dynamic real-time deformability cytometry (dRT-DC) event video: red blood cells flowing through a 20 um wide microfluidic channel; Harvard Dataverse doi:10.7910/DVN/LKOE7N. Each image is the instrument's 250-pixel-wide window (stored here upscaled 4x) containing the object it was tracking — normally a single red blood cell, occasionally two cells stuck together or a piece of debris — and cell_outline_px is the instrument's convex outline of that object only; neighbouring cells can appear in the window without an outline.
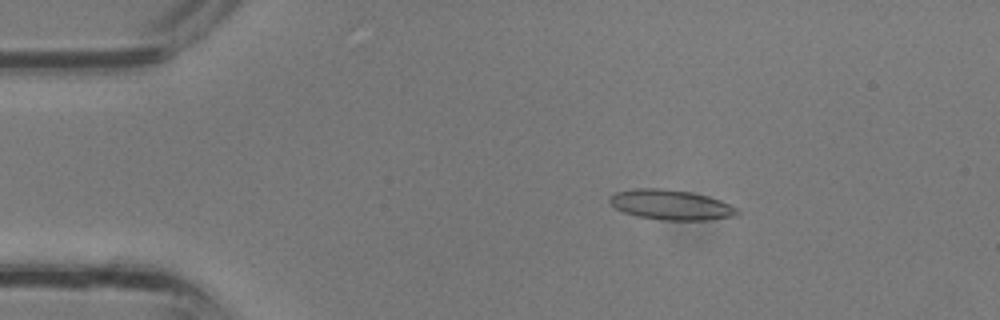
{"species": "common noctule bat (a hibernating species)", "species_latin": "Nyctalus noctula", "temperature_condition": "room temperature", "stored_images_in_passage": 34, "camera_frame_rate_fps": 3000, "um_per_image_px": 0.085, "animal": {"sex": "male", "body_mass_g": 13.3}, "frame": {"image": 1, "passage_image": 6, "time_ms": 1.667, "image_size_px": [1000, 320], "cell_outline_px": [[740, 212], [732, 216], [708, 220], [664, 220], [640, 216], [624, 212], [616, 208], [608, 200], [616, 192], [636, 188], [660, 188], [692, 192], [708, 196], [720, 200], [736, 208]], "centroid_in_image_um": [57.03, 17.4], "position_along_channel_um": 28.0, "area_um2": 22.02}}
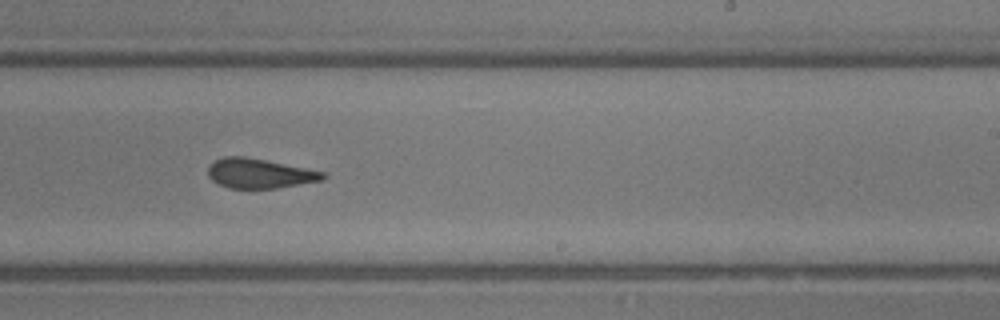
{"frame": {"image": 2, "passage_image": 21, "time_ms": 6.667, "image_size_px": [1000, 320], "cell_outline_px": [[328, 176], [324, 180], [276, 188], [228, 188], [212, 180], [208, 176], [208, 168], [216, 160], [224, 156], [244, 156], [324, 172]], "centroid_in_image_um": [22.06, 14.75], "position_along_channel_um": 266.9, "area_um2": 19.59}}
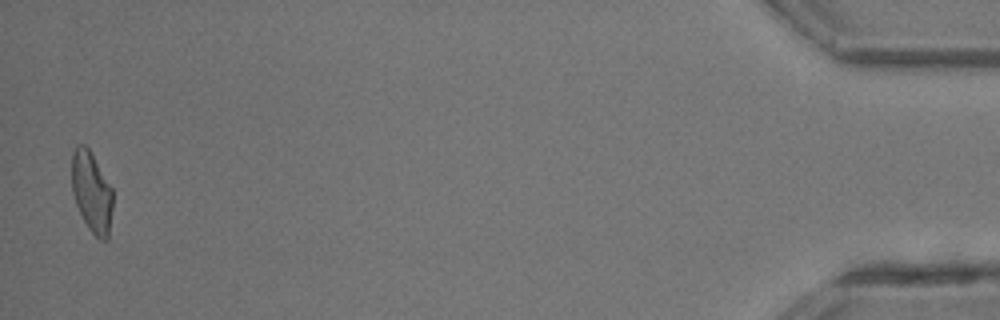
{"frame": {"image": 3, "passage_image": 34, "time_ms": 11.0, "image_size_px": [1000, 320], "cell_outline_px": [[112, 208], [108, 240], [100, 240], [88, 228], [76, 204], [72, 192], [72, 152], [76, 144], [84, 144], [88, 148], [112, 188]], "centroid_in_image_um": [7.78, 16.32], "position_along_channel_um": 427.4, "area_um2": 19.13}}